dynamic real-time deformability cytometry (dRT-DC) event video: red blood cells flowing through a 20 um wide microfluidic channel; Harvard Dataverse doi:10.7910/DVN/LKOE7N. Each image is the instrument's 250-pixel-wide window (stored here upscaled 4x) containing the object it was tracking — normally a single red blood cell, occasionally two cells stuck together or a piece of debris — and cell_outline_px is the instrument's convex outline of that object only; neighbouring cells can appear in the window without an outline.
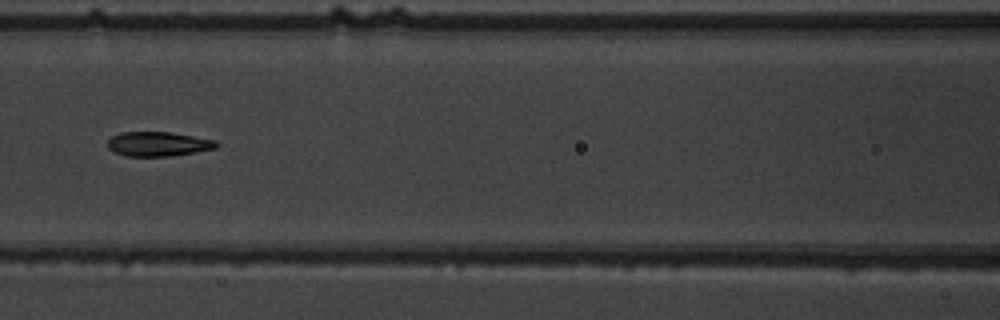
{"species": "common noctule bat (a hibernating species)", "species_latin": "Nyctalus noctula", "temperature_condition": "warm", "stored_images_in_passage": 11, "camera_frame_rate_fps": 3000, "um_per_image_px": 0.085, "animal": {"sex": "male", "body_mass_g": 19.5, "forearm_length_mm": 54.6}, "frame": {"image": 1, "passage_image": 3, "time_ms": 2.333, "image_size_px": [1000, 320], "cell_outline_px": [[220, 144], [216, 148], [168, 156], [124, 156], [112, 152], [108, 148], [108, 140], [112, 136], [120, 132], [172, 132], [216, 140]], "centroid_in_image_um": [13.42, 12.23], "position_along_channel_um": 153.2, "area_um2": 15.55}}
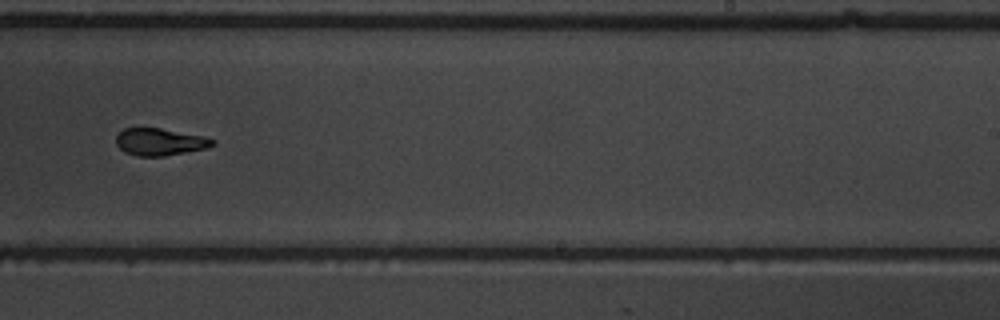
{"frame": {"image": 2, "passage_image": 6, "time_ms": 5.667, "image_size_px": [1000, 320], "cell_outline_px": [[216, 144], [208, 148], [164, 156], [136, 156], [124, 152], [116, 144], [116, 136], [124, 128], [160, 128], [204, 136], [216, 140]], "centroid_in_image_um": [13.61, 12.06], "position_along_channel_um": 275.4, "area_um2": 15.37}}
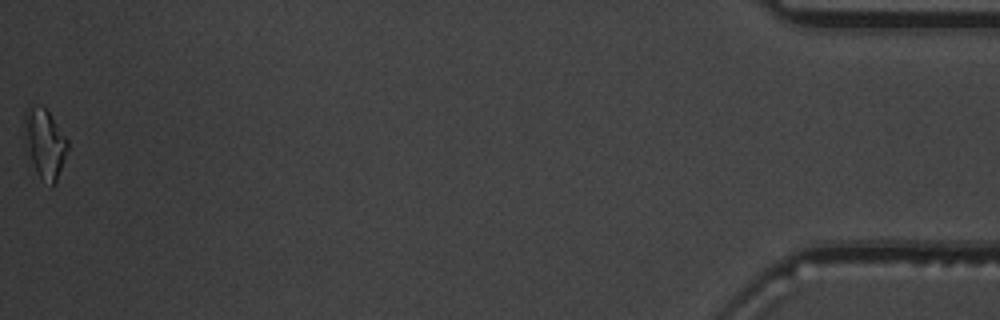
{"frame": {"image": 3, "passage_image": 11, "time_ms": 12.333, "image_size_px": [1000, 320], "cell_outline_px": [[68, 148], [56, 184], [52, 188], [36, 172], [24, 148], [24, 116], [28, 104], [40, 104], [48, 112], [68, 140]], "centroid_in_image_um": [3.77, 12.19], "position_along_channel_um": 431.4, "area_um2": 17.8}, "authors_computed_cell_mechanics": {"area_um2": 16.0106, "velocity_mm_per_s": 3.6841, "shape_relaxation_time_tau1_ms": 10.5116, "shape_relaxation_time_tau2_ms": 0.7728, "deformation_change_tau1": 0.2469, "deformation_change_tau2": 0.0464}}